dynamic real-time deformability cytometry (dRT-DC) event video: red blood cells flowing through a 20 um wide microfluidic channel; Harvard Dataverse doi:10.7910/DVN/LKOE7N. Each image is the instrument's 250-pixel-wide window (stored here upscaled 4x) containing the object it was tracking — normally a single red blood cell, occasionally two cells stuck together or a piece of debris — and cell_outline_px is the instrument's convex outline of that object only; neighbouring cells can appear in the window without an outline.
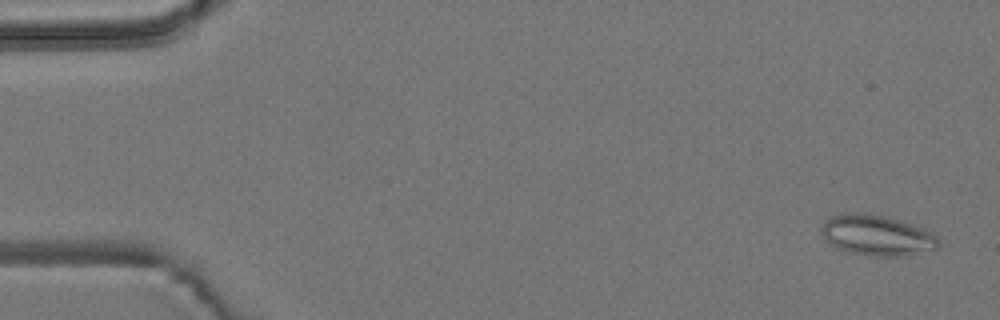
{"species": "common noctule bat (a hibernating species)", "species_latin": "Nyctalus noctula", "temperature_condition": "room temperature", "stored_images_in_passage": 47, "camera_frame_rate_fps": 3000, "um_per_image_px": 0.085, "animal": {"sex": "male", "body_mass_g": 19.2, "forearm_length_mm": 51.8}, "frame": {"image": 1, "passage_image": 3, "time_ms": 0.667, "image_size_px": [1000, 320], "cell_outline_px": [[940, 244], [936, 248], [904, 256], [872, 256], [848, 252], [832, 244], [824, 236], [820, 228], [832, 216], [884, 216], [924, 228], [932, 232], [936, 236]], "centroid_in_image_um": [74.62, 20.06], "position_along_channel_um": 10.4, "area_um2": 26.3}}
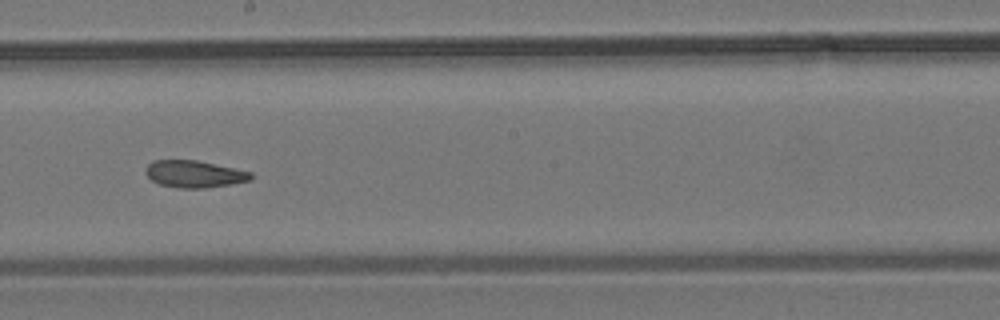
{"frame": {"image": 2, "passage_image": 31, "time_ms": 10.0, "image_size_px": [1000, 320], "cell_outline_px": [[252, 180], [232, 184], [204, 188], [180, 188], [160, 184], [152, 180], [144, 172], [144, 168], [152, 160], [196, 160], [252, 172]], "centroid_in_image_um": [16.5, 14.79], "position_along_channel_um": 231.7, "area_um2": 16.59}}
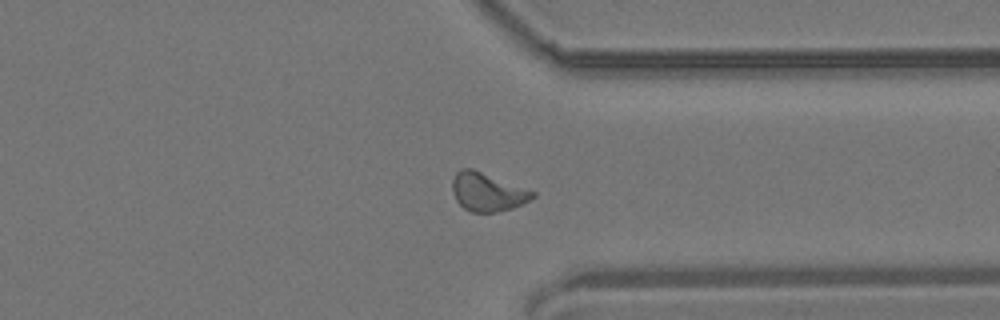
{"frame": {"image": 3, "passage_image": 42, "time_ms": 13.667, "image_size_px": [1000, 320], "cell_outline_px": [[536, 196], [512, 208], [496, 212], [472, 212], [464, 208], [456, 200], [452, 188], [452, 180], [456, 172], [460, 168], [472, 168], [536, 192]], "centroid_in_image_um": [41.41, 16.31], "position_along_channel_um": 370.0, "area_um2": 17.8}, "authors_computed_cell_mechanics": {"area_um2": 17.9758, "velocity_mm_per_s": 3.8096, "shape_relaxation_time_tau1_ms": null, "shape_relaxation_time_tau2_ms": 2.7821, "deformation_change_tau1": null, "deformation_change_tau2": 0.0903}}